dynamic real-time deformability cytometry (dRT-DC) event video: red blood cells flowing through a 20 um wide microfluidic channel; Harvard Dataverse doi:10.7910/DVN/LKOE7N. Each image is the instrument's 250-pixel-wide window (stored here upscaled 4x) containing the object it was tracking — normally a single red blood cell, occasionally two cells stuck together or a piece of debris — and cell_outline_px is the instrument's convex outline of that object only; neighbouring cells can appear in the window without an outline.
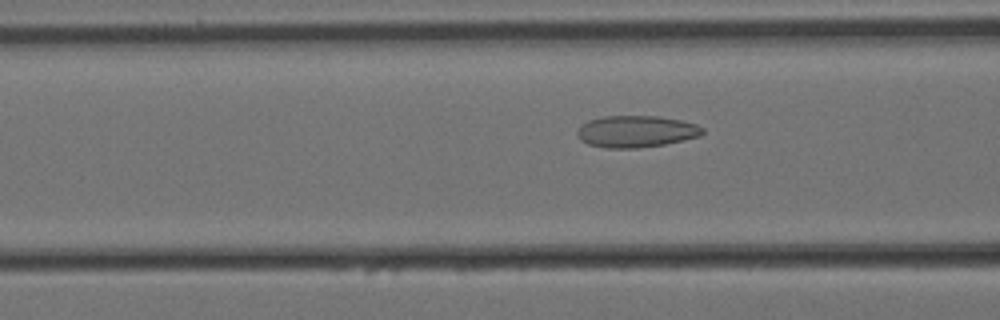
{"species": "Egyptian fruit bat (a non-hibernating species)", "species_latin": "Rousettus aegyptiacus", "temperature_condition": "cold", "stored_images_in_passage": 59, "camera_frame_rate_fps": 3000, "um_per_image_px": 0.085, "animal": {"sex": "female"}, "frame": {"image": 1, "passage_image": 22, "time_ms": 7.0, "image_size_px": [1000, 320], "cell_outline_px": [[704, 132], [700, 136], [664, 144], [636, 148], [608, 148], [588, 144], [580, 140], [576, 136], [576, 132], [588, 120], [604, 116], [656, 116], [680, 120], [696, 124], [704, 128]], "centroid_in_image_um": [54.06, 11.17], "position_along_channel_um": 112.5, "area_um2": 23.06}}
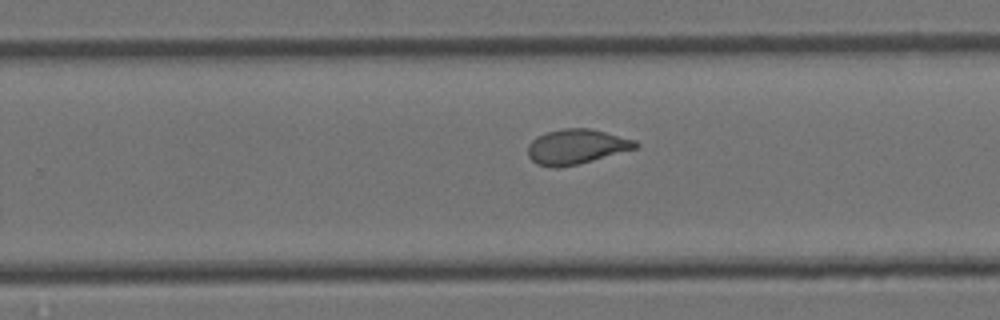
{"frame": {"image": 2, "passage_image": 37, "time_ms": 12.0, "image_size_px": [1000, 320], "cell_outline_px": [[640, 144], [636, 148], [592, 160], [576, 164], [556, 168], [552, 168], [536, 164], [528, 156], [528, 144], [536, 136], [548, 132], [564, 128], [592, 128], [636, 140]], "centroid_in_image_um": [48.97, 12.46], "position_along_channel_um": 280.8, "area_um2": 21.85}}
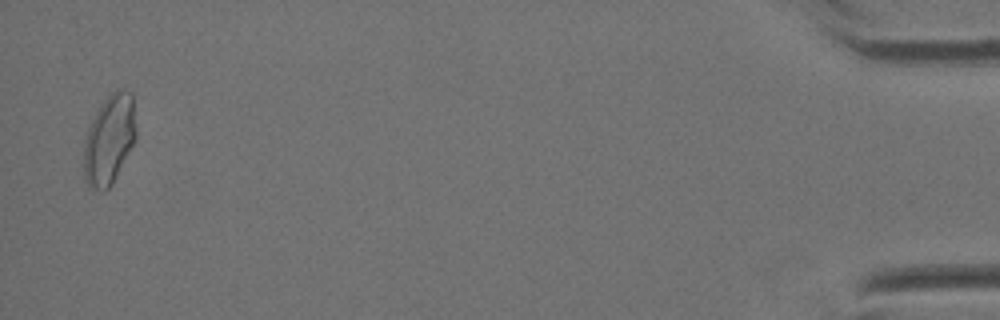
{"frame": {"image": 3, "passage_image": 58, "time_ms": 19.0, "image_size_px": [1000, 320], "cell_outline_px": [[136, 140], [112, 184], [104, 192], [88, 188], [84, 180], [84, 144], [88, 128], [100, 104], [116, 88], [120, 88], [132, 92], [136, 128]], "centroid_in_image_um": [9.29, 11.88], "position_along_channel_um": 425.9, "area_um2": 27.63}, "authors_computed_cell_mechanics": {"area_um2": 22.7732, "velocity_mm_per_s": 3.3736, "shape_relaxation_time_tau1_ms": 7.0268, "shape_relaxation_time_tau2_ms": 1.3834, "deformation_change_tau1": 0.1594, "deformation_change_tau2": 0.0627}}